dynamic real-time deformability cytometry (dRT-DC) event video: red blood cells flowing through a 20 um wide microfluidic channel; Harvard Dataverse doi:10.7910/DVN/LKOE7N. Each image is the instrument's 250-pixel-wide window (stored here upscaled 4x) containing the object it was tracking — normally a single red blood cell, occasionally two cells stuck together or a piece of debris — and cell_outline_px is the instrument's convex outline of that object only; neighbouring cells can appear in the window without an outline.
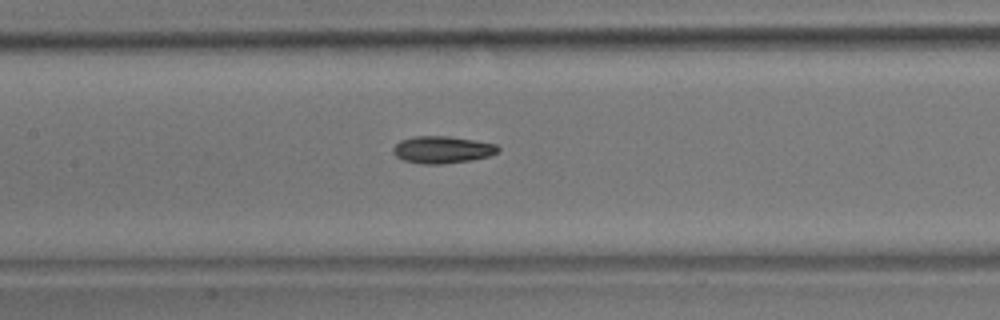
{"species": "common noctule bat (a hibernating species)", "species_latin": "Nyctalus noctula", "temperature_condition": "room temperature", "stored_images_in_passage": 7, "segment_of_instrument_passage": [1, 2], "camera_frame_rate_fps": 3000, "um_per_image_px": 0.085, "animal": {"sex": "male", "body_mass_g": 17.9}, "frame": {"image": 1, "passage_image": 6, "time_ms": 1.667, "image_size_px": [1000, 320], "cell_outline_px": [[500, 152], [488, 156], [472, 160], [440, 164], [420, 164], [404, 160], [396, 156], [392, 152], [392, 148], [400, 140], [412, 136], [448, 136], [496, 144], [500, 148]], "centroid_in_image_um": [37.58, 12.72], "position_along_channel_um": 169.8, "area_um2": 16.65}}